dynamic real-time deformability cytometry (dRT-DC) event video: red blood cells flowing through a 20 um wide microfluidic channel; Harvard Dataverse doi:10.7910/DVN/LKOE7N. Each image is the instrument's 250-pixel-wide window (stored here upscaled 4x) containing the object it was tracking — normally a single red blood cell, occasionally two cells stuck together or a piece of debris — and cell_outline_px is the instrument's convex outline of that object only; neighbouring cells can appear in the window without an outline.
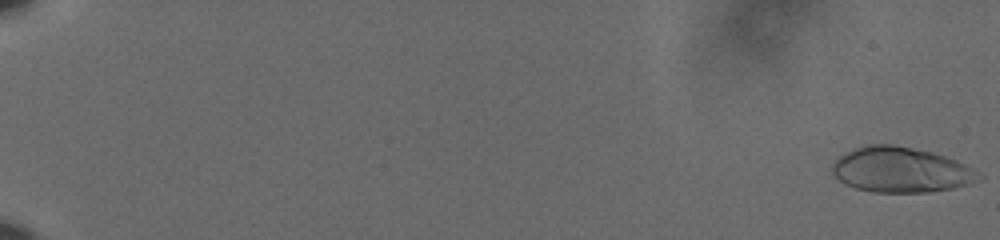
{"species": "human", "species_latin": "Homo sapiens", "temperature_condition": "cold", "stored_images_in_passage": 60, "camera_frame_rate_fps": 3000, "um_per_image_px": 0.085, "donor": {"sex": "male"}, "frame": {"image": 1, "passage_image": 1, "time_ms": 0.0, "image_size_px": [1000, 240], "cell_outline_px": [[972, 176], [964, 184], [952, 188], [928, 192], [872, 192], [856, 188], [844, 184], [832, 172], [832, 164], [844, 152], [868, 144], [892, 144], [932, 152], [956, 160], [964, 164], [968, 168]], "centroid_in_image_um": [76.38, 14.42], "position_along_channel_um": 8.6, "area_um2": 37.4}}
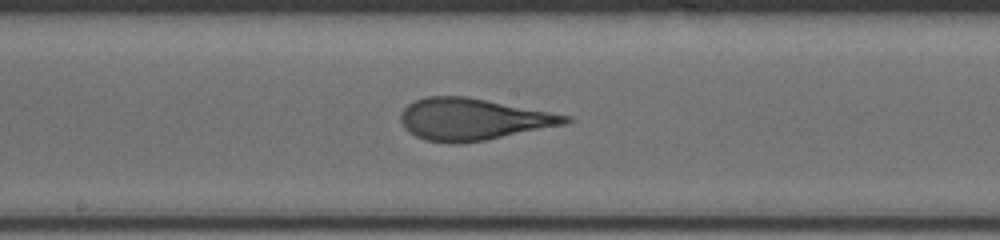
{"frame": {"image": 2, "passage_image": 36, "time_ms": 11.667, "image_size_px": [1000, 240], "cell_outline_px": [[572, 120], [568, 124], [484, 140], [456, 144], [452, 144], [424, 140], [416, 136], [404, 128], [400, 120], [400, 112], [408, 104], [416, 100], [428, 96], [464, 96], [572, 116]], "centroid_in_image_um": [40.18, 10.14], "position_along_channel_um": 208.0, "area_um2": 39.94}}
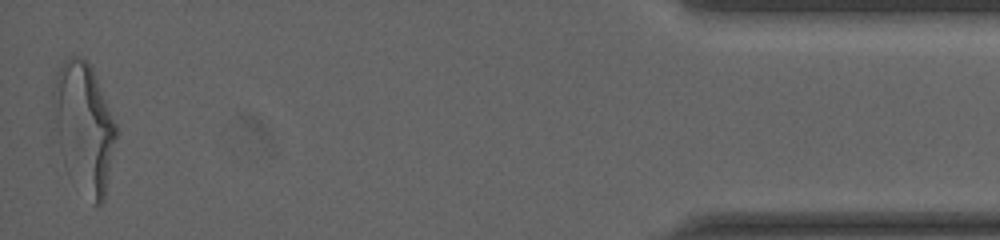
{"frame": {"image": 3, "passage_image": 60, "time_ms": 19.667, "image_size_px": [1000, 240], "cell_outline_px": [[116, 136], [104, 200], [100, 204], [96, 204], [60, 152], [52, 96], [52, 92], [56, 72], [64, 60], [68, 56], [80, 56], [92, 68], [116, 124]], "centroid_in_image_um": [7.15, 10.64], "position_along_channel_um": 428.1, "area_um2": 45.03}, "authors_computed_cell_mechanics": {"area_um2": 38.8705, "velocity_mm_per_s": 3.6208, "shape_relaxation_time_tau1_ms": 6.7111, "shape_relaxation_time_tau2_ms": 0.8228, "deformation_change_tau1": 0.2375, "deformation_change_tau2": 0.1076}}